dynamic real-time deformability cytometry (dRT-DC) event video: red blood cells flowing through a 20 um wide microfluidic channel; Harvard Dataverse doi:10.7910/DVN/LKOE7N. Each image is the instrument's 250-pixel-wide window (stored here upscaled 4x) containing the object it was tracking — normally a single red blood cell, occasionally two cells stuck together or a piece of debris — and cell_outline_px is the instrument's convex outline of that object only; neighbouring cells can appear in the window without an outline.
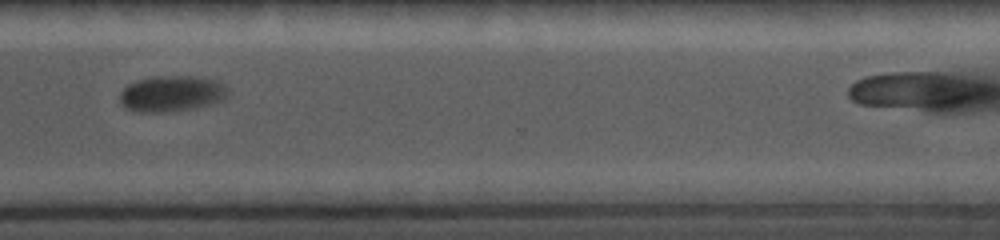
{"species": "common noctule bat (a hibernating species)", "species_latin": "Nyctalus noctula", "temperature_condition": "cold", "stored_images_in_passage": 19, "camera_frame_rate_fps": 5000, "um_per_image_px": 0.085, "animal": {"sex": "female", "body_mass_g": 19.0, "forearm_length_mm": 56.7}, "frame": {"image": 1, "passage_image": 15, "time_ms": 8.0, "image_size_px": [1000, 240], "cell_outline_px": [[224, 100], [212, 104], [196, 108], [176, 112], [140, 112], [124, 108], [120, 104], [120, 92], [128, 84], [136, 80], [160, 76], [192, 76], [212, 80], [224, 84]], "centroid_in_image_um": [14.52, 7.99], "position_along_channel_um": 356.1, "area_um2": 22.6}}